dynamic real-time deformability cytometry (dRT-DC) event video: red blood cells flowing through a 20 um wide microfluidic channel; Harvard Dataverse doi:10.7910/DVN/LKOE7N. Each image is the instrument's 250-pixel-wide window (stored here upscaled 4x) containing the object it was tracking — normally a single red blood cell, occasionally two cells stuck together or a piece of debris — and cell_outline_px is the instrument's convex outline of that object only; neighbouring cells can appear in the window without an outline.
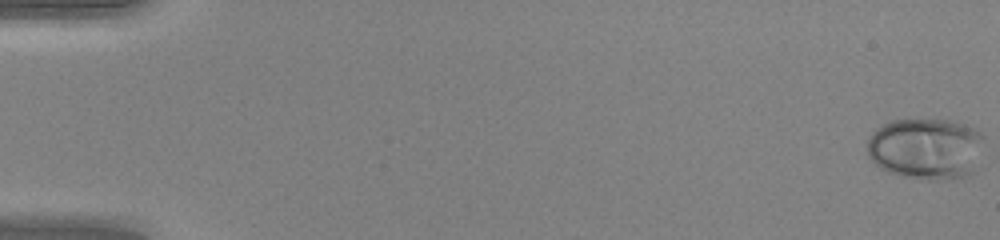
{"species": "human", "species_latin": "Homo sapiens", "temperature_condition": "warm", "stored_images_in_passage": 50, "camera_frame_rate_fps": 3000, "um_per_image_px": 0.085, "donor": {"sex": "female"}, "frame": {"image": 1, "passage_image": 1, "time_ms": 0.0, "image_size_px": [1000, 240], "cell_outline_px": [[984, 136], [976, 172], [964, 176], [948, 180], [924, 180], [904, 176], [888, 172], [880, 168], [868, 156], [868, 140], [872, 132], [876, 128], [888, 120], [952, 120], [964, 124], [980, 132]], "centroid_in_image_um": [78.72, 12.65], "position_along_channel_um": 6.3, "area_um2": 42.31}}
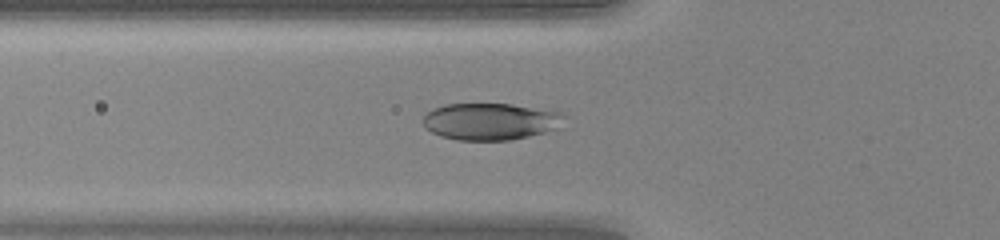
{"frame": {"image": 2, "passage_image": 19, "time_ms": 6.0, "image_size_px": [1000, 240], "cell_outline_px": [[564, 116], [556, 128], [544, 132], [528, 136], [508, 140], [456, 140], [440, 136], [432, 132], [424, 124], [424, 116], [428, 112], [444, 104], [512, 104], [560, 112]], "centroid_in_image_um": [41.65, 10.32], "position_along_channel_um": 84.2, "area_um2": 29.82}}
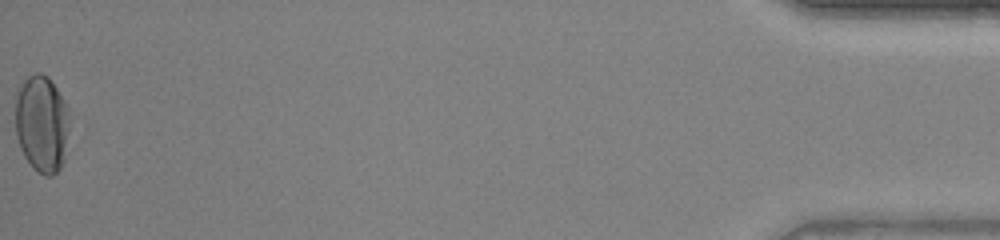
{"frame": {"image": 3, "passage_image": 50, "time_ms": 16.333, "image_size_px": [1000, 240], "cell_outline_px": [[68, 128], [64, 160], [60, 168], [52, 176], [44, 176], [24, 156], [20, 148], [16, 136], [16, 100], [20, 88], [24, 80], [28, 76], [36, 72], [40, 72], [48, 76], [56, 88], [68, 108]], "centroid_in_image_um": [3.55, 10.51], "position_along_channel_um": 431.6, "area_um2": 30.23}, "authors_computed_cell_mechanics": {"area_um2": 30.9808, "velocity_mm_per_s": 4.2581, "shape_relaxation_time_tau1_ms": 2.3547, "shape_relaxation_time_tau2_ms": null, "deformation_change_tau1": 0.1638, "deformation_change_tau2": null}}